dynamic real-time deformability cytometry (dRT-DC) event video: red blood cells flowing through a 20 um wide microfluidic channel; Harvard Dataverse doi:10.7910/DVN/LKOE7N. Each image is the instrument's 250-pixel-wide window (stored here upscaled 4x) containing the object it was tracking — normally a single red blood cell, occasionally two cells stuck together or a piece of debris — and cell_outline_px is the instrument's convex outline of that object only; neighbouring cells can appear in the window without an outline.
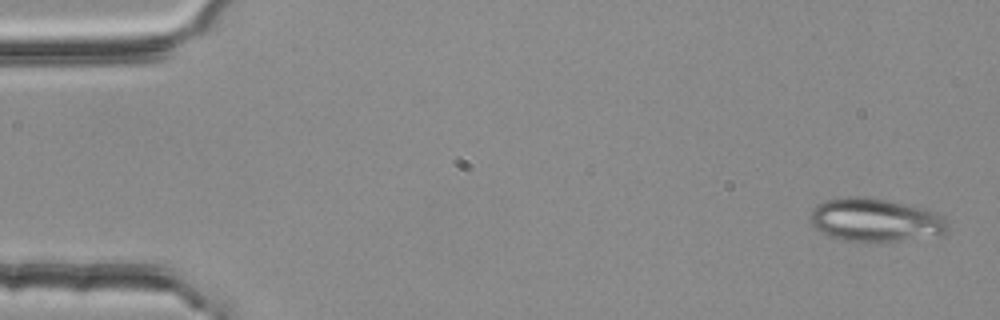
{"species": "common noctule bat (a hibernating species)", "species_latin": "Nyctalus noctula", "temperature_condition": "room temperature", "stored_images_in_passage": 3, "camera_frame_rate_fps": 3000, "um_per_image_px": 0.085, "animal": {"sex": "female", "body_mass_g": 25.1}, "frame": {"image": 1, "passage_image": 1, "time_ms": 0.0, "image_size_px": [1000, 320], "cell_outline_px": [[948, 228], [940, 236], [896, 240], [848, 240], [832, 236], [816, 228], [812, 224], [808, 216], [812, 208], [816, 204], [824, 200], [840, 196], [868, 196], [908, 204], [936, 212], [944, 216]], "centroid_in_image_um": [74.39, 18.65], "position_along_channel_um": 10.6, "area_um2": 34.56}}